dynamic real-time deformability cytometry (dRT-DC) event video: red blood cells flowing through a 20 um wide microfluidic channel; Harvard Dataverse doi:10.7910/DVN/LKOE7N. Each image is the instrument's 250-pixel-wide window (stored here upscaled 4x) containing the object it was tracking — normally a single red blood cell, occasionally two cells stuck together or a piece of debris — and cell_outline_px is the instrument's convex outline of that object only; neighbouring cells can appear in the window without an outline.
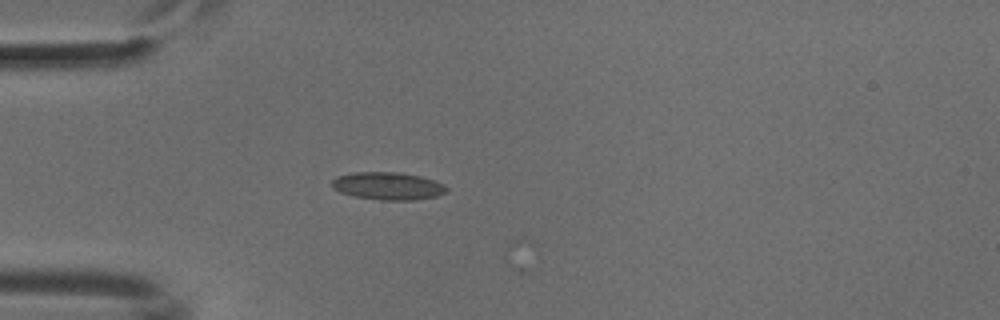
{"species": "common noctule bat (a hibernating species)", "species_latin": "Nyctalus noctula", "temperature_condition": "cold", "stored_images_in_passage": 3, "camera_frame_rate_fps": 3000, "um_per_image_px": 0.085, "animal": {"sex": "male", "body_mass_g": 18.8}, "frame": {"image": 1, "passage_image": 2, "time_ms": 0.333, "image_size_px": [1000, 320], "cell_outline_px": [[448, 188], [444, 192], [436, 196], [412, 200], [380, 200], [356, 196], [340, 192], [332, 188], [332, 180], [336, 176], [352, 172], [400, 172], [420, 176], [444, 184]], "centroid_in_image_um": [32.94, 15.8], "position_along_channel_um": 52.1, "area_um2": 18.38}}